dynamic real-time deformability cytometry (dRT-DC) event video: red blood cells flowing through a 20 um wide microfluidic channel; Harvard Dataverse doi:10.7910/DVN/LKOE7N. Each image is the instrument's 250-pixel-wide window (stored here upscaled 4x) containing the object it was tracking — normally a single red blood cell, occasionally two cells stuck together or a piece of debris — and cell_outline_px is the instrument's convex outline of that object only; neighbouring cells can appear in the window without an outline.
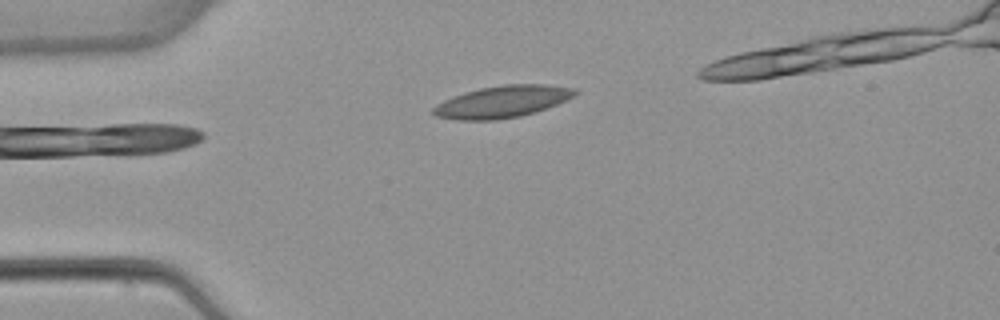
{"species": "common noctule bat (a hibernating species)", "species_latin": "Nyctalus noctula", "temperature_condition": "warm", "stored_images_in_passage": 2, "camera_frame_rate_fps": 3000, "um_per_image_px": 0.085, "animal": {"sex": "female", "body_mass_g": 22.7, "forearm_length_mm": 54.2}, "frame": {"image": 1, "passage_image": 1, "time_ms": 0.0, "image_size_px": [1000, 320], "cell_outline_px": [[580, 92], [556, 104], [520, 116], [496, 120], [456, 120], [436, 116], [432, 112], [432, 108], [436, 104], [452, 96], [464, 92], [480, 88], [504, 84], [548, 84], [576, 88]], "centroid_in_image_um": [42.66, 8.63], "position_along_channel_um": 42.3, "area_um2": 26.3}}